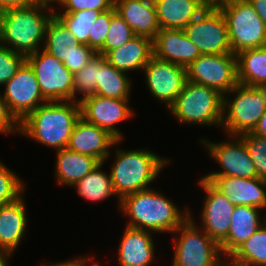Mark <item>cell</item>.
<instances>
[{
  "label": "cell",
  "instance_id": "1",
  "mask_svg": "<svg viewBox=\"0 0 266 266\" xmlns=\"http://www.w3.org/2000/svg\"><path fill=\"white\" fill-rule=\"evenodd\" d=\"M163 193L148 188L125 196L120 210L127 216L128 227L160 233H174L188 218L189 208L181 212Z\"/></svg>",
  "mask_w": 266,
  "mask_h": 266
},
{
  "label": "cell",
  "instance_id": "2",
  "mask_svg": "<svg viewBox=\"0 0 266 266\" xmlns=\"http://www.w3.org/2000/svg\"><path fill=\"white\" fill-rule=\"evenodd\" d=\"M80 117L79 101H47L19 123V134L55 150L64 149Z\"/></svg>",
  "mask_w": 266,
  "mask_h": 266
},
{
  "label": "cell",
  "instance_id": "3",
  "mask_svg": "<svg viewBox=\"0 0 266 266\" xmlns=\"http://www.w3.org/2000/svg\"><path fill=\"white\" fill-rule=\"evenodd\" d=\"M54 10L37 3L1 11L0 43L25 57L34 54L42 41L44 45L46 27Z\"/></svg>",
  "mask_w": 266,
  "mask_h": 266
},
{
  "label": "cell",
  "instance_id": "4",
  "mask_svg": "<svg viewBox=\"0 0 266 266\" xmlns=\"http://www.w3.org/2000/svg\"><path fill=\"white\" fill-rule=\"evenodd\" d=\"M114 157L110 174L118 196V208L125 196L150 188L149 185L171 162L148 149L122 150L116 147Z\"/></svg>",
  "mask_w": 266,
  "mask_h": 266
},
{
  "label": "cell",
  "instance_id": "5",
  "mask_svg": "<svg viewBox=\"0 0 266 266\" xmlns=\"http://www.w3.org/2000/svg\"><path fill=\"white\" fill-rule=\"evenodd\" d=\"M168 111L181 123L221 127L223 95L211 87L187 80Z\"/></svg>",
  "mask_w": 266,
  "mask_h": 266
},
{
  "label": "cell",
  "instance_id": "6",
  "mask_svg": "<svg viewBox=\"0 0 266 266\" xmlns=\"http://www.w3.org/2000/svg\"><path fill=\"white\" fill-rule=\"evenodd\" d=\"M230 94L234 98L228 97ZM231 98V99H229ZM266 111V87L237 84L223 95L222 129L228 136L252 132Z\"/></svg>",
  "mask_w": 266,
  "mask_h": 266
},
{
  "label": "cell",
  "instance_id": "7",
  "mask_svg": "<svg viewBox=\"0 0 266 266\" xmlns=\"http://www.w3.org/2000/svg\"><path fill=\"white\" fill-rule=\"evenodd\" d=\"M192 216L189 212V218L173 233L171 266H225L227 259H224L220 245L196 225Z\"/></svg>",
  "mask_w": 266,
  "mask_h": 266
},
{
  "label": "cell",
  "instance_id": "8",
  "mask_svg": "<svg viewBox=\"0 0 266 266\" xmlns=\"http://www.w3.org/2000/svg\"><path fill=\"white\" fill-rule=\"evenodd\" d=\"M227 23L232 53L266 46V27L247 0H231L219 8Z\"/></svg>",
  "mask_w": 266,
  "mask_h": 266
},
{
  "label": "cell",
  "instance_id": "9",
  "mask_svg": "<svg viewBox=\"0 0 266 266\" xmlns=\"http://www.w3.org/2000/svg\"><path fill=\"white\" fill-rule=\"evenodd\" d=\"M47 101H73L74 74L44 49L26 57Z\"/></svg>",
  "mask_w": 266,
  "mask_h": 266
},
{
  "label": "cell",
  "instance_id": "10",
  "mask_svg": "<svg viewBox=\"0 0 266 266\" xmlns=\"http://www.w3.org/2000/svg\"><path fill=\"white\" fill-rule=\"evenodd\" d=\"M187 80L205 85L225 95L237 84V58L234 53L201 54L186 68Z\"/></svg>",
  "mask_w": 266,
  "mask_h": 266
},
{
  "label": "cell",
  "instance_id": "11",
  "mask_svg": "<svg viewBox=\"0 0 266 266\" xmlns=\"http://www.w3.org/2000/svg\"><path fill=\"white\" fill-rule=\"evenodd\" d=\"M201 54L232 53L227 23L219 9H205L184 29Z\"/></svg>",
  "mask_w": 266,
  "mask_h": 266
},
{
  "label": "cell",
  "instance_id": "12",
  "mask_svg": "<svg viewBox=\"0 0 266 266\" xmlns=\"http://www.w3.org/2000/svg\"><path fill=\"white\" fill-rule=\"evenodd\" d=\"M1 95L9 112L20 123L29 113L47 102L32 67L25 61L17 73L4 84Z\"/></svg>",
  "mask_w": 266,
  "mask_h": 266
},
{
  "label": "cell",
  "instance_id": "13",
  "mask_svg": "<svg viewBox=\"0 0 266 266\" xmlns=\"http://www.w3.org/2000/svg\"><path fill=\"white\" fill-rule=\"evenodd\" d=\"M211 159L222 167V171H213L205 176H233L238 178H257L254 164L244 141L239 136H230V140L212 142L199 139Z\"/></svg>",
  "mask_w": 266,
  "mask_h": 266
},
{
  "label": "cell",
  "instance_id": "14",
  "mask_svg": "<svg viewBox=\"0 0 266 266\" xmlns=\"http://www.w3.org/2000/svg\"><path fill=\"white\" fill-rule=\"evenodd\" d=\"M81 117L88 123L107 130L117 140L123 141V134L117 128L119 122L127 121L134 114L129 100L91 95L79 101Z\"/></svg>",
  "mask_w": 266,
  "mask_h": 266
},
{
  "label": "cell",
  "instance_id": "15",
  "mask_svg": "<svg viewBox=\"0 0 266 266\" xmlns=\"http://www.w3.org/2000/svg\"><path fill=\"white\" fill-rule=\"evenodd\" d=\"M143 71L149 92L168 109L187 81L186 68L153 56Z\"/></svg>",
  "mask_w": 266,
  "mask_h": 266
},
{
  "label": "cell",
  "instance_id": "16",
  "mask_svg": "<svg viewBox=\"0 0 266 266\" xmlns=\"http://www.w3.org/2000/svg\"><path fill=\"white\" fill-rule=\"evenodd\" d=\"M201 186V187H200ZM199 187L205 192V200L200 213L202 229L209 237L220 245L228 235L234 205L226 195L219 191L211 182L200 178ZM202 224V225H201Z\"/></svg>",
  "mask_w": 266,
  "mask_h": 266
},
{
  "label": "cell",
  "instance_id": "17",
  "mask_svg": "<svg viewBox=\"0 0 266 266\" xmlns=\"http://www.w3.org/2000/svg\"><path fill=\"white\" fill-rule=\"evenodd\" d=\"M234 205L266 209V180L261 178H238L233 176H203Z\"/></svg>",
  "mask_w": 266,
  "mask_h": 266
},
{
  "label": "cell",
  "instance_id": "18",
  "mask_svg": "<svg viewBox=\"0 0 266 266\" xmlns=\"http://www.w3.org/2000/svg\"><path fill=\"white\" fill-rule=\"evenodd\" d=\"M120 142L121 140H117L107 130L88 123L80 117L74 126L68 148L106 163L112 155L109 149Z\"/></svg>",
  "mask_w": 266,
  "mask_h": 266
},
{
  "label": "cell",
  "instance_id": "19",
  "mask_svg": "<svg viewBox=\"0 0 266 266\" xmlns=\"http://www.w3.org/2000/svg\"><path fill=\"white\" fill-rule=\"evenodd\" d=\"M154 56L187 68L201 55L182 29H160L153 40Z\"/></svg>",
  "mask_w": 266,
  "mask_h": 266
},
{
  "label": "cell",
  "instance_id": "20",
  "mask_svg": "<svg viewBox=\"0 0 266 266\" xmlns=\"http://www.w3.org/2000/svg\"><path fill=\"white\" fill-rule=\"evenodd\" d=\"M24 194L16 201L0 206V251L12 255L25 238L28 218Z\"/></svg>",
  "mask_w": 266,
  "mask_h": 266
},
{
  "label": "cell",
  "instance_id": "21",
  "mask_svg": "<svg viewBox=\"0 0 266 266\" xmlns=\"http://www.w3.org/2000/svg\"><path fill=\"white\" fill-rule=\"evenodd\" d=\"M152 234V231L126 226L118 247L119 265L151 266L156 250Z\"/></svg>",
  "mask_w": 266,
  "mask_h": 266
},
{
  "label": "cell",
  "instance_id": "22",
  "mask_svg": "<svg viewBox=\"0 0 266 266\" xmlns=\"http://www.w3.org/2000/svg\"><path fill=\"white\" fill-rule=\"evenodd\" d=\"M114 7L135 35L155 39L161 28L153 0H114Z\"/></svg>",
  "mask_w": 266,
  "mask_h": 266
},
{
  "label": "cell",
  "instance_id": "23",
  "mask_svg": "<svg viewBox=\"0 0 266 266\" xmlns=\"http://www.w3.org/2000/svg\"><path fill=\"white\" fill-rule=\"evenodd\" d=\"M260 210L262 209L245 205L234 207L228 235L220 244L225 259L264 225Z\"/></svg>",
  "mask_w": 266,
  "mask_h": 266
},
{
  "label": "cell",
  "instance_id": "24",
  "mask_svg": "<svg viewBox=\"0 0 266 266\" xmlns=\"http://www.w3.org/2000/svg\"><path fill=\"white\" fill-rule=\"evenodd\" d=\"M153 56V40L136 35L121 47L110 50L105 58L119 71L128 73L143 70Z\"/></svg>",
  "mask_w": 266,
  "mask_h": 266
},
{
  "label": "cell",
  "instance_id": "25",
  "mask_svg": "<svg viewBox=\"0 0 266 266\" xmlns=\"http://www.w3.org/2000/svg\"><path fill=\"white\" fill-rule=\"evenodd\" d=\"M161 29H184L206 8L199 0H154Z\"/></svg>",
  "mask_w": 266,
  "mask_h": 266
},
{
  "label": "cell",
  "instance_id": "26",
  "mask_svg": "<svg viewBox=\"0 0 266 266\" xmlns=\"http://www.w3.org/2000/svg\"><path fill=\"white\" fill-rule=\"evenodd\" d=\"M55 177L58 184L73 187L101 162L93 156L80 154L68 147L56 150Z\"/></svg>",
  "mask_w": 266,
  "mask_h": 266
},
{
  "label": "cell",
  "instance_id": "27",
  "mask_svg": "<svg viewBox=\"0 0 266 266\" xmlns=\"http://www.w3.org/2000/svg\"><path fill=\"white\" fill-rule=\"evenodd\" d=\"M238 83L266 87V46L236 54Z\"/></svg>",
  "mask_w": 266,
  "mask_h": 266
},
{
  "label": "cell",
  "instance_id": "28",
  "mask_svg": "<svg viewBox=\"0 0 266 266\" xmlns=\"http://www.w3.org/2000/svg\"><path fill=\"white\" fill-rule=\"evenodd\" d=\"M131 81L127 73L119 71L106 61L101 69H98L95 94L107 98L130 100Z\"/></svg>",
  "mask_w": 266,
  "mask_h": 266
},
{
  "label": "cell",
  "instance_id": "29",
  "mask_svg": "<svg viewBox=\"0 0 266 266\" xmlns=\"http://www.w3.org/2000/svg\"><path fill=\"white\" fill-rule=\"evenodd\" d=\"M231 266H266V227L262 225L228 258ZM231 263V264H230Z\"/></svg>",
  "mask_w": 266,
  "mask_h": 266
},
{
  "label": "cell",
  "instance_id": "30",
  "mask_svg": "<svg viewBox=\"0 0 266 266\" xmlns=\"http://www.w3.org/2000/svg\"><path fill=\"white\" fill-rule=\"evenodd\" d=\"M103 166L104 162H101L84 178L73 185L77 187V193L81 198L83 197L87 201L96 203L116 195L111 174H106V172L100 170Z\"/></svg>",
  "mask_w": 266,
  "mask_h": 266
},
{
  "label": "cell",
  "instance_id": "31",
  "mask_svg": "<svg viewBox=\"0 0 266 266\" xmlns=\"http://www.w3.org/2000/svg\"><path fill=\"white\" fill-rule=\"evenodd\" d=\"M72 43H79V41L72 35L71 31L53 15L46 27L44 46H42V49L57 57L63 63L64 51Z\"/></svg>",
  "mask_w": 266,
  "mask_h": 266
},
{
  "label": "cell",
  "instance_id": "32",
  "mask_svg": "<svg viewBox=\"0 0 266 266\" xmlns=\"http://www.w3.org/2000/svg\"><path fill=\"white\" fill-rule=\"evenodd\" d=\"M101 14L98 10H83L71 13H58L54 10V15L68 28L72 35L81 44L89 46V34L92 24Z\"/></svg>",
  "mask_w": 266,
  "mask_h": 266
},
{
  "label": "cell",
  "instance_id": "33",
  "mask_svg": "<svg viewBox=\"0 0 266 266\" xmlns=\"http://www.w3.org/2000/svg\"><path fill=\"white\" fill-rule=\"evenodd\" d=\"M106 61L105 56L96 54L87 65H85L80 71L74 73L73 101H80L85 97L95 94L98 82V69H101V66ZM77 93L83 96L77 99Z\"/></svg>",
  "mask_w": 266,
  "mask_h": 266
},
{
  "label": "cell",
  "instance_id": "34",
  "mask_svg": "<svg viewBox=\"0 0 266 266\" xmlns=\"http://www.w3.org/2000/svg\"><path fill=\"white\" fill-rule=\"evenodd\" d=\"M25 189L23 180L0 161V206L16 201Z\"/></svg>",
  "mask_w": 266,
  "mask_h": 266
},
{
  "label": "cell",
  "instance_id": "35",
  "mask_svg": "<svg viewBox=\"0 0 266 266\" xmlns=\"http://www.w3.org/2000/svg\"><path fill=\"white\" fill-rule=\"evenodd\" d=\"M134 36H136L134 31L121 16L115 13L111 18V25L104 46L97 54L105 56L110 50L121 47Z\"/></svg>",
  "mask_w": 266,
  "mask_h": 266
},
{
  "label": "cell",
  "instance_id": "36",
  "mask_svg": "<svg viewBox=\"0 0 266 266\" xmlns=\"http://www.w3.org/2000/svg\"><path fill=\"white\" fill-rule=\"evenodd\" d=\"M239 137L244 141L254 164L257 177L266 180V137L247 132Z\"/></svg>",
  "mask_w": 266,
  "mask_h": 266
},
{
  "label": "cell",
  "instance_id": "37",
  "mask_svg": "<svg viewBox=\"0 0 266 266\" xmlns=\"http://www.w3.org/2000/svg\"><path fill=\"white\" fill-rule=\"evenodd\" d=\"M97 52L86 44L72 43L64 51V66L73 74L80 71Z\"/></svg>",
  "mask_w": 266,
  "mask_h": 266
},
{
  "label": "cell",
  "instance_id": "38",
  "mask_svg": "<svg viewBox=\"0 0 266 266\" xmlns=\"http://www.w3.org/2000/svg\"><path fill=\"white\" fill-rule=\"evenodd\" d=\"M25 61L24 55L15 53L0 43V86L10 80Z\"/></svg>",
  "mask_w": 266,
  "mask_h": 266
},
{
  "label": "cell",
  "instance_id": "39",
  "mask_svg": "<svg viewBox=\"0 0 266 266\" xmlns=\"http://www.w3.org/2000/svg\"><path fill=\"white\" fill-rule=\"evenodd\" d=\"M116 13L113 6L110 10L101 12L96 21L92 24L89 34V47L98 52L103 46L110 29L111 18Z\"/></svg>",
  "mask_w": 266,
  "mask_h": 266
},
{
  "label": "cell",
  "instance_id": "40",
  "mask_svg": "<svg viewBox=\"0 0 266 266\" xmlns=\"http://www.w3.org/2000/svg\"><path fill=\"white\" fill-rule=\"evenodd\" d=\"M114 6V0H64L60 7L61 13H71L83 10H98L105 12Z\"/></svg>",
  "mask_w": 266,
  "mask_h": 266
},
{
  "label": "cell",
  "instance_id": "41",
  "mask_svg": "<svg viewBox=\"0 0 266 266\" xmlns=\"http://www.w3.org/2000/svg\"><path fill=\"white\" fill-rule=\"evenodd\" d=\"M19 134V122L9 112L6 102L0 92V133Z\"/></svg>",
  "mask_w": 266,
  "mask_h": 266
},
{
  "label": "cell",
  "instance_id": "42",
  "mask_svg": "<svg viewBox=\"0 0 266 266\" xmlns=\"http://www.w3.org/2000/svg\"><path fill=\"white\" fill-rule=\"evenodd\" d=\"M37 4V0H0V12L9 8L27 7Z\"/></svg>",
  "mask_w": 266,
  "mask_h": 266
},
{
  "label": "cell",
  "instance_id": "43",
  "mask_svg": "<svg viewBox=\"0 0 266 266\" xmlns=\"http://www.w3.org/2000/svg\"><path fill=\"white\" fill-rule=\"evenodd\" d=\"M254 8L266 27V0H247Z\"/></svg>",
  "mask_w": 266,
  "mask_h": 266
},
{
  "label": "cell",
  "instance_id": "44",
  "mask_svg": "<svg viewBox=\"0 0 266 266\" xmlns=\"http://www.w3.org/2000/svg\"><path fill=\"white\" fill-rule=\"evenodd\" d=\"M88 259V257L86 258L85 256L82 257H77V258H73V259H70V260H65L64 262L61 261L58 262V263H41L39 266H82V264Z\"/></svg>",
  "mask_w": 266,
  "mask_h": 266
},
{
  "label": "cell",
  "instance_id": "45",
  "mask_svg": "<svg viewBox=\"0 0 266 266\" xmlns=\"http://www.w3.org/2000/svg\"><path fill=\"white\" fill-rule=\"evenodd\" d=\"M200 3L207 9H219L226 5L231 0H199Z\"/></svg>",
  "mask_w": 266,
  "mask_h": 266
},
{
  "label": "cell",
  "instance_id": "46",
  "mask_svg": "<svg viewBox=\"0 0 266 266\" xmlns=\"http://www.w3.org/2000/svg\"><path fill=\"white\" fill-rule=\"evenodd\" d=\"M252 133L261 137H266V111L264 115L260 118L257 126L254 128Z\"/></svg>",
  "mask_w": 266,
  "mask_h": 266
},
{
  "label": "cell",
  "instance_id": "47",
  "mask_svg": "<svg viewBox=\"0 0 266 266\" xmlns=\"http://www.w3.org/2000/svg\"><path fill=\"white\" fill-rule=\"evenodd\" d=\"M64 0H37V3L42 5V6H45V7H48V8H51V9H54L53 8V3L55 4V2L57 3V6L61 5V3L63 2ZM52 3V4H51ZM52 5V6H51Z\"/></svg>",
  "mask_w": 266,
  "mask_h": 266
},
{
  "label": "cell",
  "instance_id": "48",
  "mask_svg": "<svg viewBox=\"0 0 266 266\" xmlns=\"http://www.w3.org/2000/svg\"><path fill=\"white\" fill-rule=\"evenodd\" d=\"M11 256L12 255H10L7 252L0 251V266H9L8 262H9V260H10L9 258Z\"/></svg>",
  "mask_w": 266,
  "mask_h": 266
},
{
  "label": "cell",
  "instance_id": "49",
  "mask_svg": "<svg viewBox=\"0 0 266 266\" xmlns=\"http://www.w3.org/2000/svg\"><path fill=\"white\" fill-rule=\"evenodd\" d=\"M93 258H94L93 256L90 257V258H88V259L82 264V266H88V265H87V264H89L88 261H89V260H90V261L92 260V262H93Z\"/></svg>",
  "mask_w": 266,
  "mask_h": 266
},
{
  "label": "cell",
  "instance_id": "50",
  "mask_svg": "<svg viewBox=\"0 0 266 266\" xmlns=\"http://www.w3.org/2000/svg\"><path fill=\"white\" fill-rule=\"evenodd\" d=\"M263 220H264V225H265V227H266V217H265Z\"/></svg>",
  "mask_w": 266,
  "mask_h": 266
}]
</instances>
